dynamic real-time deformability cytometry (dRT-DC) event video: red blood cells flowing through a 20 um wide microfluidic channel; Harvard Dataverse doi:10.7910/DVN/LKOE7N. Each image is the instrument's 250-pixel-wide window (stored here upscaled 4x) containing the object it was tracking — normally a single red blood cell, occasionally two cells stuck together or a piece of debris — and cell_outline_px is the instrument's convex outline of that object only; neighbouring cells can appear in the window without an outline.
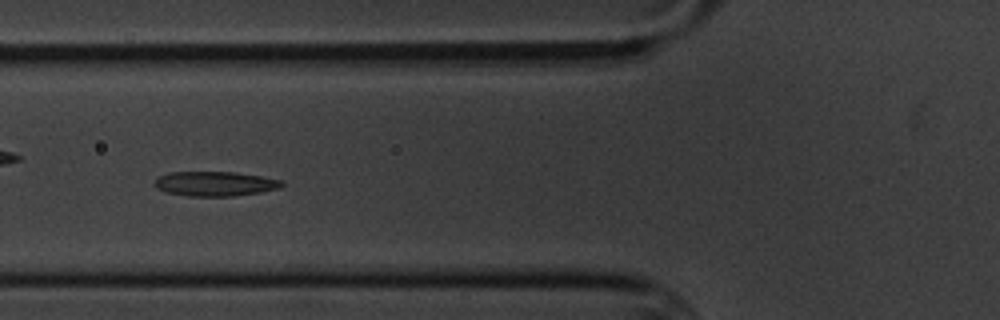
{"species": "common noctule bat (a hibernating species)", "species_latin": "Nyctalus noctula", "temperature_condition": "cold", "stored_images_in_passage": 6, "camera_frame_rate_fps": 3000, "um_per_image_px": 0.085, "animal": {"sex": "male", "body_mass_g": 20.1, "forearm_length_mm": 53.5}, "frame": {"image": 1, "passage_image": 6, "time_ms": 5.667, "image_size_px": [1000, 320], "cell_outline_px": [[284, 184], [280, 188], [260, 192], [232, 196], [188, 196], [164, 192], [156, 188], [152, 184], [160, 176], [168, 172], [236, 172], [264, 176], [280, 180]], "centroid_in_image_um": [18.26, 15.61], "position_along_channel_um": 107.5, "area_um2": 18.38}}